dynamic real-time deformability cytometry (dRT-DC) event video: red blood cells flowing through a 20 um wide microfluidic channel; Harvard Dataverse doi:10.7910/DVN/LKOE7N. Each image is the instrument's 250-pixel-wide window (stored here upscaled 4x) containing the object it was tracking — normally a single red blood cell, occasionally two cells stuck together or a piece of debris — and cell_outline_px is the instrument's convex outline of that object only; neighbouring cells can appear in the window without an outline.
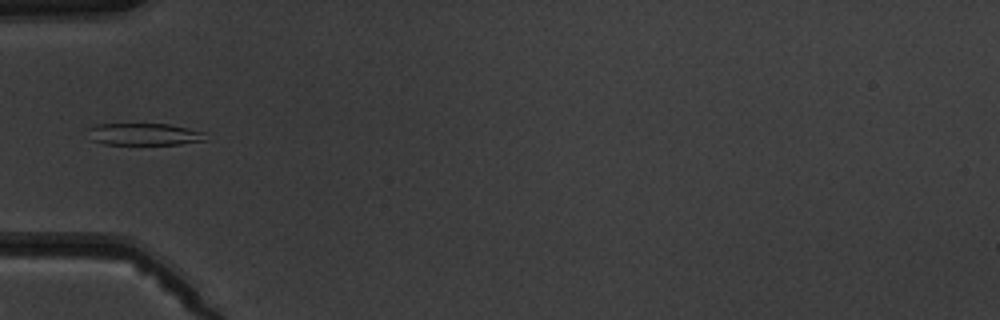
{"species": "common noctule bat (a hibernating species)", "species_latin": "Nyctalus noctula", "temperature_condition": "warm", "stored_images_in_passage": 7, "camera_frame_rate_fps": 3000, "um_per_image_px": 0.085, "animal": {"sex": "male", "body_mass_g": 19.5, "forearm_length_mm": 54.6}, "frame": {"image": 1, "passage_image": 4, "time_ms": 4.667, "image_size_px": [1000, 320], "cell_outline_px": [[208, 140], [180, 144], [104, 144], [92, 140], [84, 128], [96, 124], [168, 124], [208, 132]], "centroid_in_image_um": [12.27, 11.4], "position_along_channel_um": 72.7, "area_um2": 15.43}}
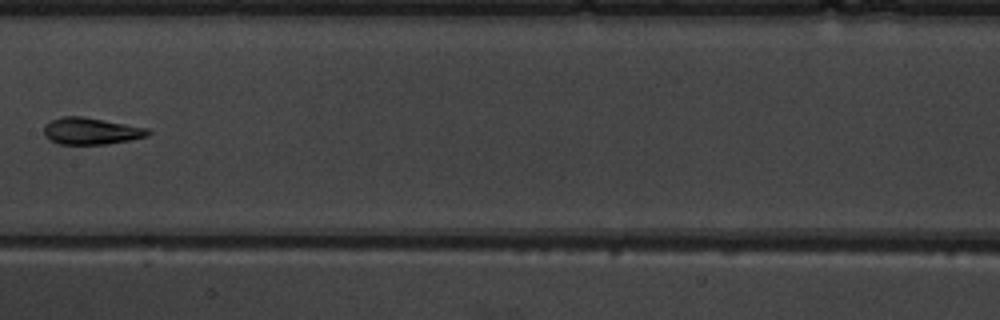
{"frame": {"image": 2, "passage_image": 7, "time_ms": 8.0, "image_size_px": [1000, 320], "cell_outline_px": [[152, 132], [148, 136], [108, 144], [60, 144], [44, 136], [44, 124], [52, 120], [64, 116], [84, 116], [148, 128]], "centroid_in_image_um": [7.75, 11.13], "position_along_channel_um": 199.6, "area_um2": 16.24}}